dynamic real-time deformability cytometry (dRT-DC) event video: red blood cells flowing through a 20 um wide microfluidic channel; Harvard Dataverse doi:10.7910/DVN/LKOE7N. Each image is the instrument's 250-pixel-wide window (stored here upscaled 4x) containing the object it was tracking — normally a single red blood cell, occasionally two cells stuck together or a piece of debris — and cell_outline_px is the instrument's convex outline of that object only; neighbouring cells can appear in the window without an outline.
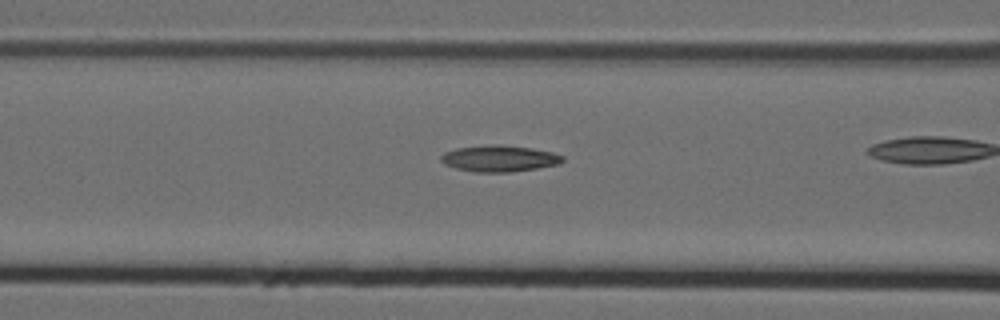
{"species": "Egyptian fruit bat (a non-hibernating species)", "species_latin": "Rousettus aegyptiacus", "temperature_condition": "cold", "stored_images_in_passage": 8, "segment_of_instrument_passage": [2, 2], "camera_frame_rate_fps": 3000, "um_per_image_px": 0.085, "animal": {"sex": "female"}, "frame": {"image": 1, "passage_image": 8, "time_ms": 2.333, "image_size_px": [1000, 320], "cell_outline_px": [[564, 160], [560, 164], [536, 168], [508, 172], [472, 172], [456, 168], [444, 164], [440, 160], [440, 156], [444, 152], [456, 148], [532, 148], [552, 152], [564, 156]], "centroid_in_image_um": [42.45, 13.53], "position_along_channel_um": 124.1, "area_um2": 17.57}}